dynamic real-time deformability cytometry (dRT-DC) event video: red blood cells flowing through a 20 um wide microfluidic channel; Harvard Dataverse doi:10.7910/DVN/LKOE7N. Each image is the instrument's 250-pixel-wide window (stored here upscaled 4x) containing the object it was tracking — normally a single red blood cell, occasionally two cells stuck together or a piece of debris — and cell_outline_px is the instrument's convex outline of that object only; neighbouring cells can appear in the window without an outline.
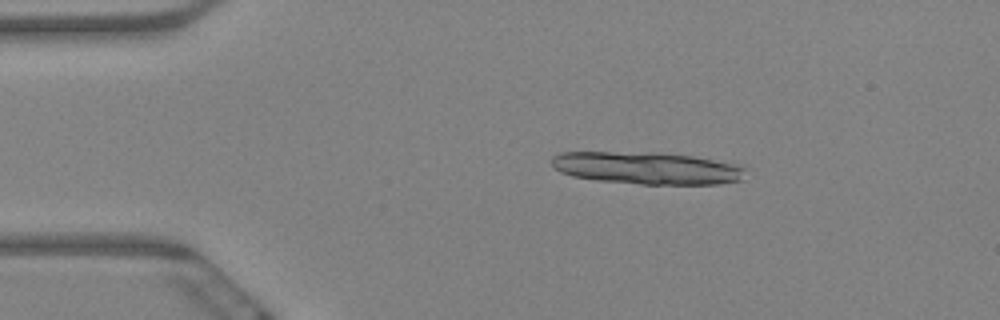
{"species": "Egyptian fruit bat (a non-hibernating species)", "species_latin": "Rousettus aegyptiacus", "temperature_condition": "warm", "stored_images_in_passage": 19, "camera_frame_rate_fps": 3000, "um_per_image_px": 0.085, "animal": {"sex": "female"}, "frame": {"image": 1, "passage_image": 11, "time_ms": 3.333, "image_size_px": [1000, 320], "cell_outline_px": [[744, 168], [740, 180], [716, 184], [640, 184], [596, 180], [572, 176], [560, 172], [552, 164], [552, 156], [560, 152], [660, 152], [732, 160], [744, 164]], "centroid_in_image_um": [55.08, 14.26], "position_along_channel_um": 29.9, "area_um2": 37.22}}